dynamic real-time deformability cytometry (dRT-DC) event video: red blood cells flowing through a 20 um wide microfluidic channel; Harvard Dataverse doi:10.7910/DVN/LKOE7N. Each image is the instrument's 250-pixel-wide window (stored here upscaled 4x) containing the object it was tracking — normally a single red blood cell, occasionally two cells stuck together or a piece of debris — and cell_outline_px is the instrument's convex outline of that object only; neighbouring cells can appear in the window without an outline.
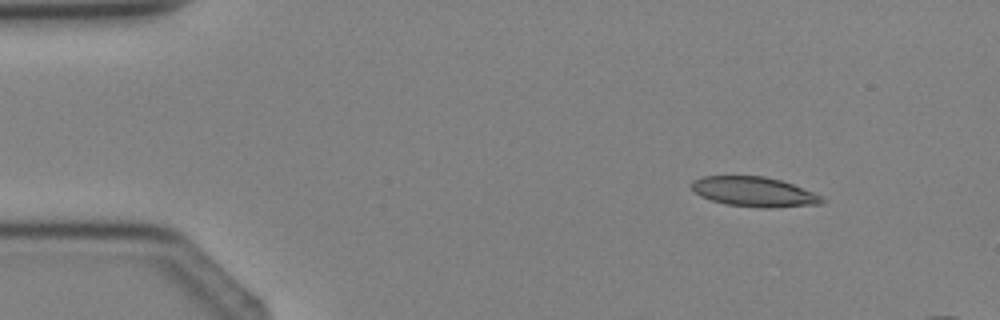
{"species": "Egyptian fruit bat (a non-hibernating species)", "species_latin": "Rousettus aegyptiacus", "temperature_condition": "cold", "stored_images_in_passage": 3, "camera_frame_rate_fps": 3000, "um_per_image_px": 0.085, "animal": {"sex": "female"}, "frame": {"image": 1, "passage_image": 1, "time_ms": 0.0, "image_size_px": [1000, 320], "cell_outline_px": [[828, 200], [824, 204], [768, 208], [760, 208], [724, 204], [700, 196], [692, 188], [692, 180], [700, 176], [764, 176], [780, 180], [792, 184], [812, 192]], "centroid_in_image_um": [64.11, 16.31], "position_along_channel_um": 20.9, "area_um2": 22.72}}